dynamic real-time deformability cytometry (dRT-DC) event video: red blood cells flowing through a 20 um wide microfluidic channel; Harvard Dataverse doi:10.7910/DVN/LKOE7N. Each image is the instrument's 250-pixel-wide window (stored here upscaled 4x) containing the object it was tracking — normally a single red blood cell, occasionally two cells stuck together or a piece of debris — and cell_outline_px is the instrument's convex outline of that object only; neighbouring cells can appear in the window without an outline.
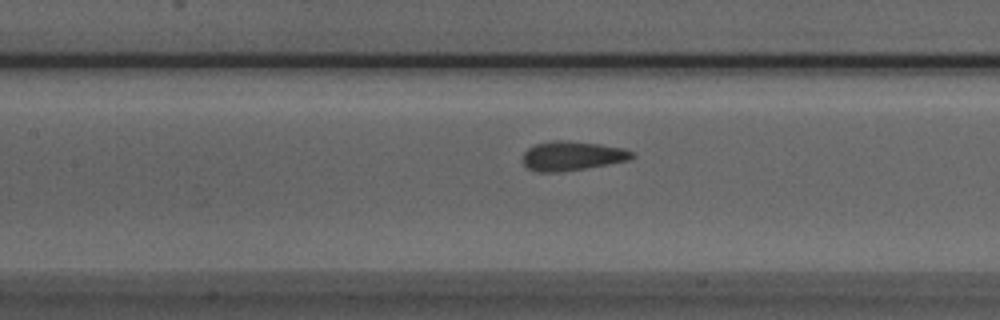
{"species": "Egyptian fruit bat (a non-hibernating species)", "species_latin": "Rousettus aegyptiacus", "temperature_condition": "room temperature", "stored_images_in_passage": 40, "camera_frame_rate_fps": 3000, "um_per_image_px": 0.085, "animal": {"sex": "male"}, "frame": {"image": 1, "passage_image": 19, "time_ms": 6.0, "image_size_px": [1000, 320], "cell_outline_px": [[636, 156], [632, 160], [560, 172], [536, 172], [528, 168], [524, 164], [524, 152], [528, 148], [536, 144], [552, 140], [568, 140], [600, 144], [624, 148], [632, 152]], "centroid_in_image_um": [48.66, 13.24], "position_along_channel_um": 158.7, "area_um2": 18.73}}
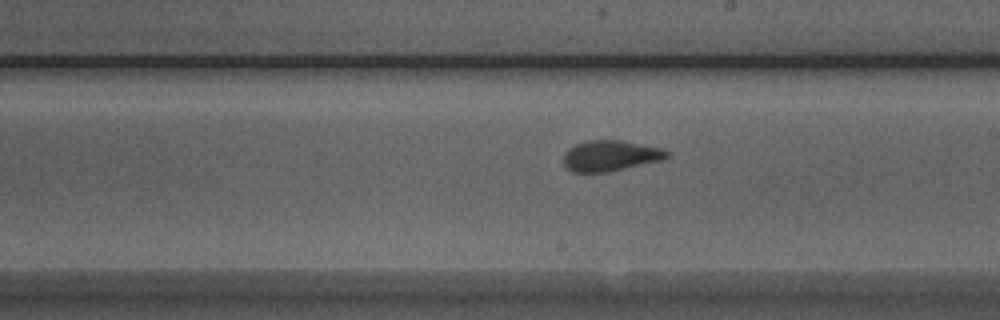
{"frame": {"image": 2, "passage_image": 25, "time_ms": 8.0, "image_size_px": [1000, 320], "cell_outline_px": [[672, 156], [664, 160], [608, 172], [572, 172], [564, 168], [564, 152], [568, 148], [576, 144], [588, 140], [620, 140], [664, 148]], "centroid_in_image_um": [51.91, 13.24], "position_along_channel_um": 237.1, "area_um2": 18.84}}
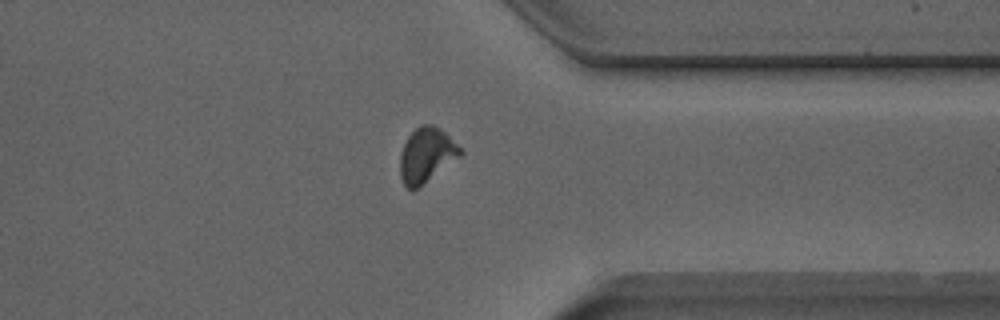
{"frame": {"image": 3, "passage_image": 36, "time_ms": 11.667, "image_size_px": [1000, 320], "cell_outline_px": [[464, 152], [460, 156], [416, 188], [408, 188], [404, 184], [400, 176], [400, 152], [408, 136], [420, 124], [432, 124], [440, 128]], "centroid_in_image_um": [36.22, 13.14], "position_along_channel_um": 375.2, "area_um2": 18.67}}